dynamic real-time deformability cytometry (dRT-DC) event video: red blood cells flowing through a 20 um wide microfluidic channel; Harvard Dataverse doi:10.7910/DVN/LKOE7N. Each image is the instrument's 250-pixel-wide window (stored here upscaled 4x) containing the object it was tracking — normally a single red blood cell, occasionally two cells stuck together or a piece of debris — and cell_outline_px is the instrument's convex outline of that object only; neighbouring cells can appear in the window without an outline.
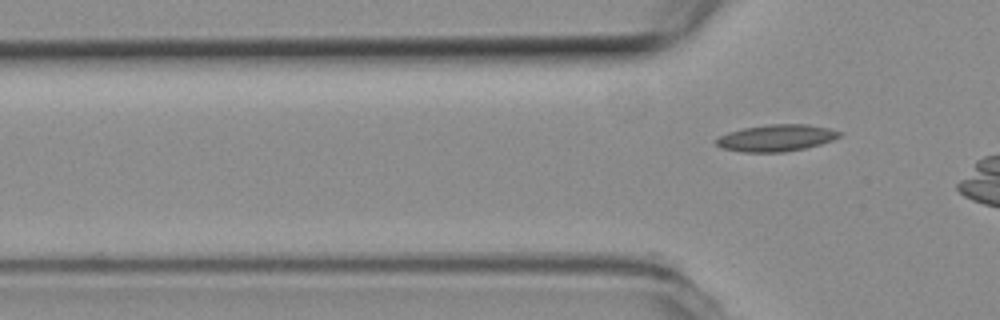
{"species": "common noctule bat (a hibernating species)", "species_latin": "Nyctalus noctula", "temperature_condition": "room temperature", "stored_images_in_passage": 8, "camera_frame_rate_fps": 3000, "um_per_image_px": 0.085, "animal": {"sex": "female", "body_mass_g": 19.3, "forearm_length_mm": 54.1}, "frame": {"image": 1, "passage_image": 8, "time_ms": 2.333, "image_size_px": [1000, 320], "cell_outline_px": [[840, 136], [832, 140], [820, 144], [804, 148], [784, 152], [744, 152], [720, 148], [712, 140], [728, 132], [744, 128], [768, 124], [808, 124], [828, 128], [840, 132]], "centroid_in_image_um": [65.93, 11.72], "position_along_channel_um": 59.9, "area_um2": 19.19}}